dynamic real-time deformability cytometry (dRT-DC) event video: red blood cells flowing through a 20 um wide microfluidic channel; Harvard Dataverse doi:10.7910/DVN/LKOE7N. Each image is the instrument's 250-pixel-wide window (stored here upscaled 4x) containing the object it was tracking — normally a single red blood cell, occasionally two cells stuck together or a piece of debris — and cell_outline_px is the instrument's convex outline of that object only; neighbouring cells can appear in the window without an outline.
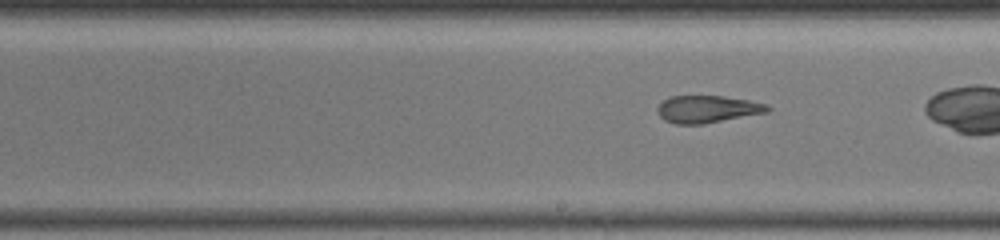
{"species": "common noctule bat (a hibernating species)", "species_latin": "Nyctalus noctula", "temperature_condition": "warm", "stored_images_in_passage": 27, "camera_frame_rate_fps": 3000, "um_per_image_px": 0.085, "animal": {"sex": "female", "body_mass_g": 19.5, "forearm_length_mm": 54.1}, "frame": {"image": 1, "passage_image": 16, "time_ms": 6.333, "image_size_px": [1000, 240], "cell_outline_px": [[772, 108], [768, 112], [704, 124], [676, 124], [664, 120], [660, 116], [656, 108], [664, 100], [672, 96], [724, 96], [748, 100], [768, 104]], "centroid_in_image_um": [60.15, 9.28], "position_along_channel_um": 228.8, "area_um2": 17.51}}